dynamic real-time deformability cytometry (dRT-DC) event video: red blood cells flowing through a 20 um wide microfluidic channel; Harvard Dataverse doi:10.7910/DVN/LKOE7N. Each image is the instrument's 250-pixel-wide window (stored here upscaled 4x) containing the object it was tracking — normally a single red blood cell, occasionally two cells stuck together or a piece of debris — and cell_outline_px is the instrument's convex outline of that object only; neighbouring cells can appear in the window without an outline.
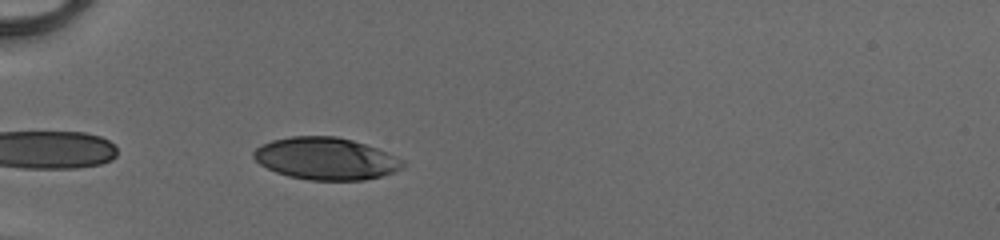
{"species": "human", "species_latin": "Homo sapiens", "temperature_condition": "cold", "stored_images_in_passage": 34, "camera_frame_rate_fps": 3000, "um_per_image_px": 0.085, "donor": {"sex": "male"}, "frame": {"image": 1, "passage_image": 2, "time_ms": 0.333, "image_size_px": [1000, 240], "cell_outline_px": [[408, 164], [396, 172], [364, 180], [308, 180], [288, 176], [276, 172], [260, 164], [252, 156], [252, 152], [256, 148], [272, 140], [292, 136], [336, 136], [352, 140], [376, 148], [404, 160]], "centroid_in_image_um": [27.71, 13.49], "position_along_channel_um": 57.3, "area_um2": 36.65}}
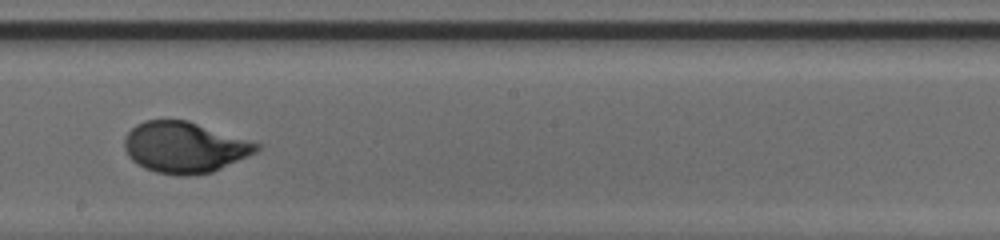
{"frame": {"image": 2, "passage_image": 16, "time_ms": 5.0, "image_size_px": [1000, 240], "cell_outline_px": [[264, 144], [256, 152], [212, 172], [184, 176], [156, 172], [144, 168], [132, 160], [128, 156], [124, 148], [124, 136], [136, 124], [144, 120], [188, 120]], "centroid_in_image_um": [15.69, 12.51], "position_along_channel_um": 232.5, "area_um2": 39.42}}
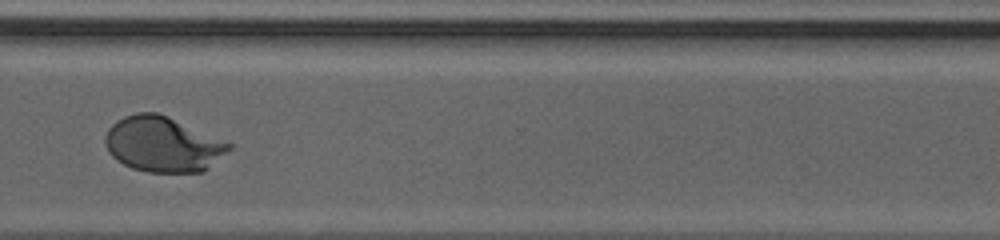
{"frame": {"image": 3, "passage_image": 25, "time_ms": 8.0, "image_size_px": [1000, 240], "cell_outline_px": [[232, 148], [204, 172], [148, 172], [132, 168], [116, 160], [108, 152], [104, 144], [104, 136], [108, 128], [116, 120], [124, 116], [136, 112], [156, 112], [168, 116], [228, 140], [232, 144]], "centroid_in_image_um": [13.85, 12.25], "position_along_channel_um": 356.7, "area_um2": 40.52}, "authors_computed_cell_mechanics": {"area_um2": 38.3214, "velocity_mm_per_s": 4.1186, "shape_relaxation_time_tau1_ms": 3.2983, "shape_relaxation_time_tau2_ms": null, "deformation_change_tau1": 0.1746, "deformation_change_tau2": null}}